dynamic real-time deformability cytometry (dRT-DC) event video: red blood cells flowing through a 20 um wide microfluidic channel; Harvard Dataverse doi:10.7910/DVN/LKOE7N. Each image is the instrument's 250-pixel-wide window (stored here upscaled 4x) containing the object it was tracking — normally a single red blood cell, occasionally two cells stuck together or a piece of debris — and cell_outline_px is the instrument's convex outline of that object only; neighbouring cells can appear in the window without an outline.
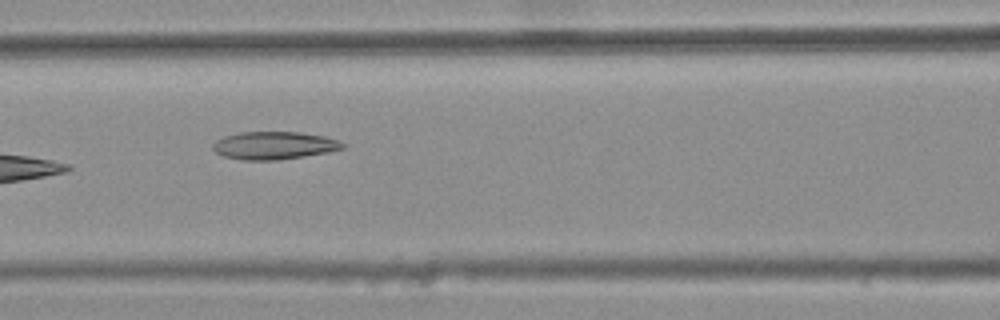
{"species": "common noctule bat (a hibernating species)", "species_latin": "Nyctalus noctula", "temperature_condition": "warm", "stored_images_in_passage": 8, "camera_frame_rate_fps": 3000, "um_per_image_px": 0.085, "animal": {"sex": "female", "body_mass_g": 25.1}, "frame": {"image": 1, "passage_image": 4, "time_ms": 1.0, "image_size_px": [1000, 320], "cell_outline_px": [[348, 144], [344, 148], [328, 152], [304, 156], [276, 160], [240, 160], [224, 156], [216, 152], [212, 148], [212, 144], [216, 140], [224, 136], [240, 132], [300, 132], [324, 136], [340, 140]], "centroid_in_image_um": [23.32, 12.36], "position_along_channel_um": 143.3, "area_um2": 21.15}}
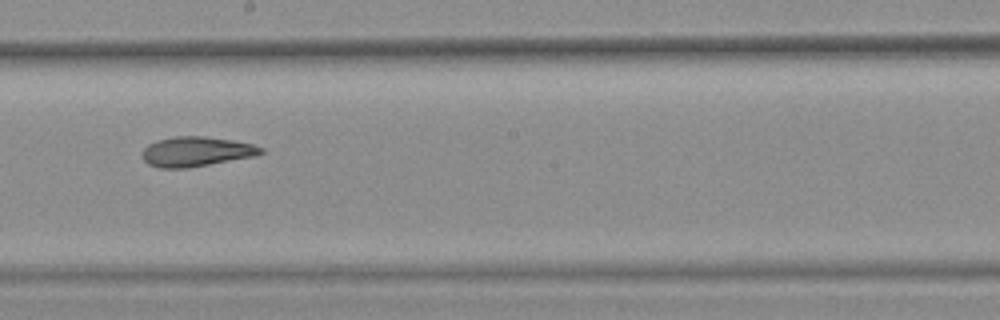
{"frame": {"image": 2, "passage_image": 6, "time_ms": 1.667, "image_size_px": [1000, 320], "cell_outline_px": [[264, 152], [256, 156], [188, 168], [160, 168], [148, 164], [140, 156], [144, 148], [148, 144], [156, 140], [172, 136], [204, 136], [232, 140], [252, 144], [264, 148]], "centroid_in_image_um": [16.66, 12.88], "position_along_channel_um": 231.5, "area_um2": 20.81}}
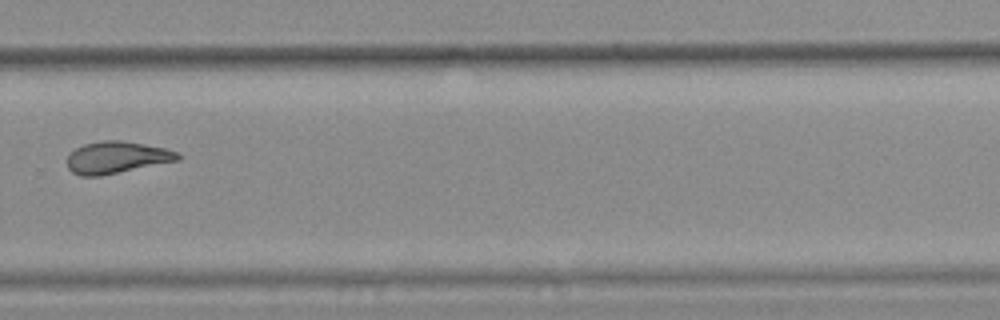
{"frame": {"image": 3, "passage_image": 8, "time_ms": 2.333, "image_size_px": [1000, 320], "cell_outline_px": [[184, 156], [180, 160], [100, 176], [80, 176], [72, 172], [68, 168], [68, 152], [84, 144], [100, 140], [120, 140], [164, 148], [180, 152]], "centroid_in_image_um": [9.93, 13.38], "position_along_channel_um": 319.9, "area_um2": 20.75}}